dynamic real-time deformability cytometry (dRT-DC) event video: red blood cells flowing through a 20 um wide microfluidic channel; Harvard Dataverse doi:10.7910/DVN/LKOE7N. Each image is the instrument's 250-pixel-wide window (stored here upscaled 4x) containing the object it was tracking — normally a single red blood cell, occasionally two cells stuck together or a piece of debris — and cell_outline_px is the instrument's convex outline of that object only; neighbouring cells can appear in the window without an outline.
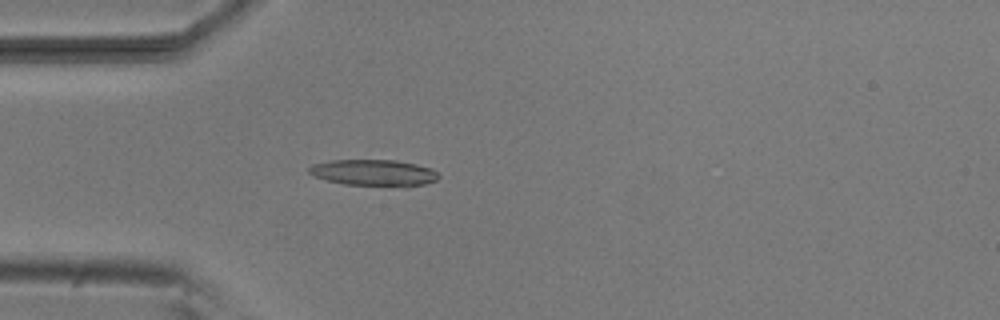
{"species": "common noctule bat (a hibernating species)", "species_latin": "Nyctalus noctula", "temperature_condition": "room temperature", "stored_images_in_passage": 38, "camera_frame_rate_fps": 3000, "um_per_image_px": 0.085, "animal": {"sex": "male", "body_mass_g": 20.5, "forearm_length_mm": 52.5}, "frame": {"image": 1, "passage_image": 6, "time_ms": 1.667, "image_size_px": [1000, 320], "cell_outline_px": [[440, 176], [436, 180], [424, 184], [404, 188], [344, 184], [328, 180], [316, 176], [308, 172], [308, 168], [312, 164], [332, 160], [396, 160], [416, 164], [432, 168]], "centroid_in_image_um": [31.83, 14.7], "position_along_channel_um": 53.2, "area_um2": 20.23}}
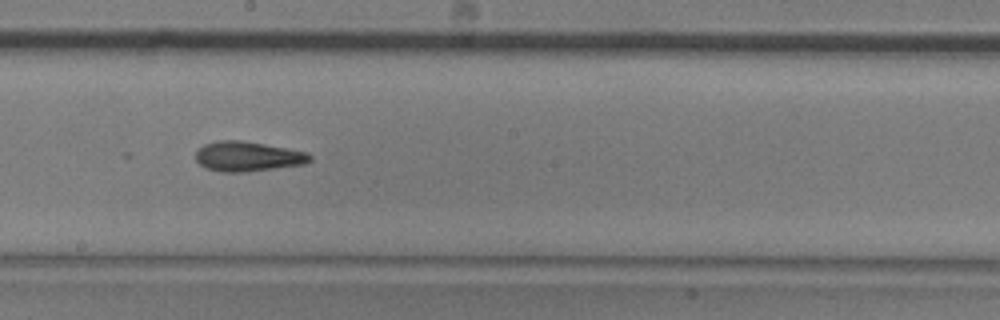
{"frame": {"image": 2, "passage_image": 20, "time_ms": 6.333, "image_size_px": [1000, 320], "cell_outline_px": [[312, 160], [304, 164], [248, 172], [220, 172], [204, 168], [196, 160], [196, 152], [204, 144], [216, 140], [240, 140], [264, 144], [308, 152], [312, 156]], "centroid_in_image_um": [21.05, 13.3], "position_along_channel_um": 227.2, "area_um2": 20.0}}
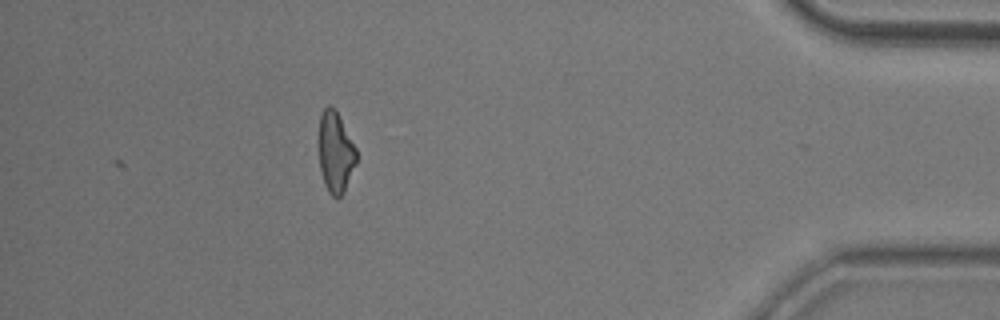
{"frame": {"image": 3, "passage_image": 38, "time_ms": 12.333, "image_size_px": [1000, 320], "cell_outline_px": [[356, 164], [344, 192], [336, 200], [328, 192], [324, 184], [320, 172], [320, 112], [328, 104], [336, 108], [356, 148]], "centroid_in_image_um": [28.52, 12.94], "position_along_channel_um": 406.7, "area_um2": 17.8}, "authors_computed_cell_mechanics": {"area_um2": 19.1029, "velocity_mm_per_s": 3.844, "shape_relaxation_time_tau1_ms": 11.3633, "shape_relaxation_time_tau2_ms": 4.8751, "deformation_change_tau1": 0.2617, "deformation_change_tau2": 0.1565}}